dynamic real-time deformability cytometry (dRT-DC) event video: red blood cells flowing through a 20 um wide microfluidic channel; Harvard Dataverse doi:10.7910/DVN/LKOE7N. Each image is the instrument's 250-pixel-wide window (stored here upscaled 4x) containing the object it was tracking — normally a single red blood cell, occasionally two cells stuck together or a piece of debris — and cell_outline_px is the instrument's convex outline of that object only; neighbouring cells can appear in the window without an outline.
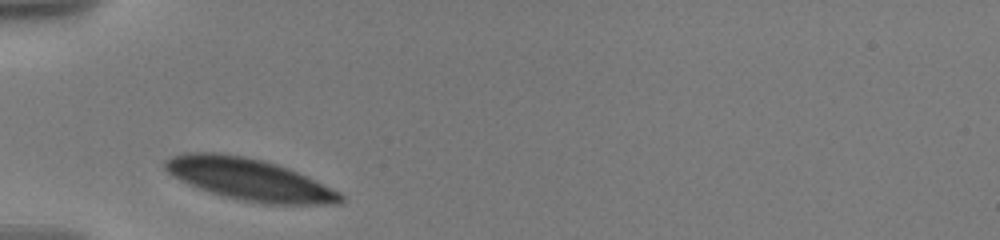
{"species": "human", "species_latin": "Homo sapiens", "temperature_condition": "warm", "stored_images_in_passage": 36, "camera_frame_rate_fps": 3000, "um_per_image_px": 0.085, "donor": {"sex": "male"}, "frame": {"image": 1, "passage_image": 1, "time_ms": 0.0, "image_size_px": [1000, 240], "cell_outline_px": [[344, 200], [340, 204], [268, 204], [244, 200], [224, 196], [200, 188], [180, 180], [172, 176], [164, 168], [164, 160], [172, 156], [184, 152], [220, 152], [244, 156], [276, 164], [288, 168], [340, 192], [344, 196]], "centroid_in_image_um": [21.17, 15.24], "position_along_channel_um": 63.8, "area_um2": 42.37}}
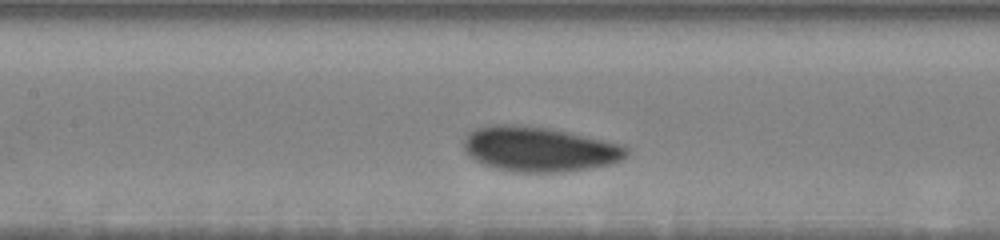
{"frame": {"image": 2, "passage_image": 21, "time_ms": 3.0, "image_size_px": [1000, 240], "cell_outline_px": [[628, 156], [624, 160], [612, 164], [592, 168], [564, 172], [512, 172], [496, 168], [484, 164], [468, 156], [464, 148], [464, 140], [468, 132], [476, 128], [492, 124], [512, 124], [552, 128], [624, 144], [628, 148]], "centroid_in_image_um": [45.89, 12.67], "position_along_channel_um": 161.5, "area_um2": 43.23}}
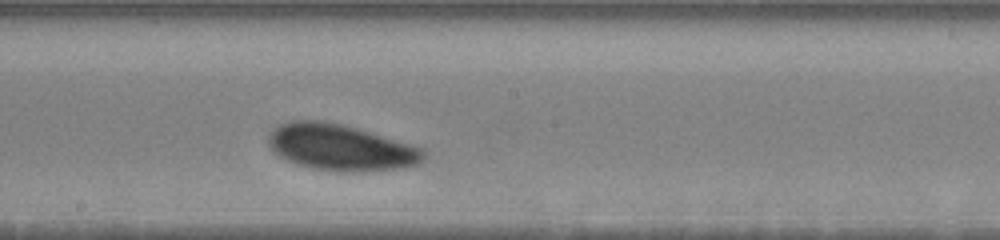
{"frame": {"image": 3, "passage_image": 28, "time_ms": 4.667, "image_size_px": [1000, 240], "cell_outline_px": [[424, 156], [416, 164], [404, 168], [368, 172], [336, 172], [312, 168], [296, 164], [280, 156], [268, 148], [268, 136], [272, 128], [280, 124], [292, 120], [324, 120], [356, 128], [408, 144], [420, 148], [424, 152]], "centroid_in_image_um": [28.88, 12.54], "position_along_channel_um": 219.3, "area_um2": 41.79}}